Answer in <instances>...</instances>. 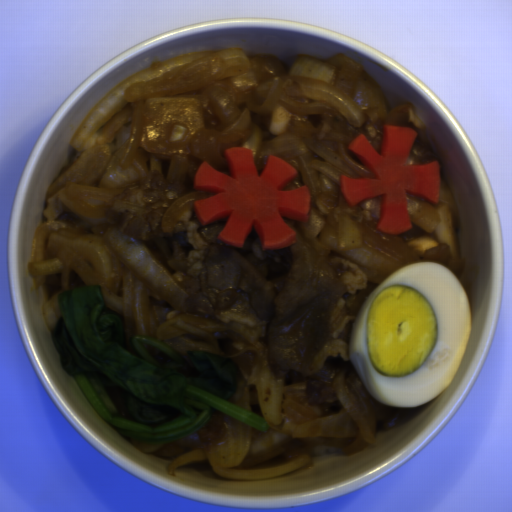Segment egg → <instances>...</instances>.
<instances>
[{
  "label": "egg",
  "mask_w": 512,
  "mask_h": 512,
  "mask_svg": "<svg viewBox=\"0 0 512 512\" xmlns=\"http://www.w3.org/2000/svg\"><path fill=\"white\" fill-rule=\"evenodd\" d=\"M473 324L469 298L438 261L405 264L372 290L348 340L350 359L383 405H423L454 380Z\"/></svg>",
  "instance_id": "1"
}]
</instances>
